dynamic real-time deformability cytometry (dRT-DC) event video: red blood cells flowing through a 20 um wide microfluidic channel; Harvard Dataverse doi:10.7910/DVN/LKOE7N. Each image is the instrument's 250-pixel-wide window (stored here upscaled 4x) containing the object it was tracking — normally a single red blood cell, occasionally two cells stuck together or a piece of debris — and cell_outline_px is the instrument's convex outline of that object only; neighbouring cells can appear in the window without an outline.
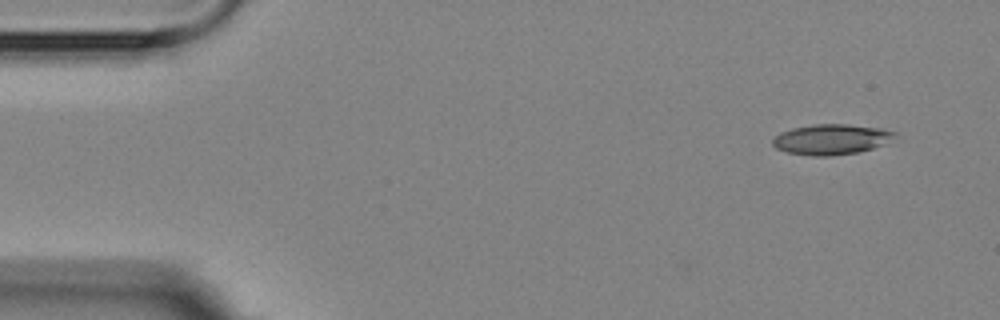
{"species": "Egyptian fruit bat (a non-hibernating species)", "species_latin": "Rousettus aegyptiacus", "temperature_condition": "room temperature", "stored_images_in_passage": 5, "segment_of_instrument_passage": [1, 2], "camera_frame_rate_fps": 3000, "um_per_image_px": 0.085, "animal": {"sex": "female"}, "frame": {"image": 1, "passage_image": 1, "time_ms": 0.0, "image_size_px": [1000, 320], "cell_outline_px": [[896, 132], [884, 144], [872, 148], [856, 152], [832, 156], [812, 156], [788, 152], [776, 148], [772, 144], [772, 140], [780, 132], [792, 128], [816, 124], [848, 124], [880, 128]], "centroid_in_image_um": [70.6, 11.84], "position_along_channel_um": 14.4, "area_um2": 21.33}}
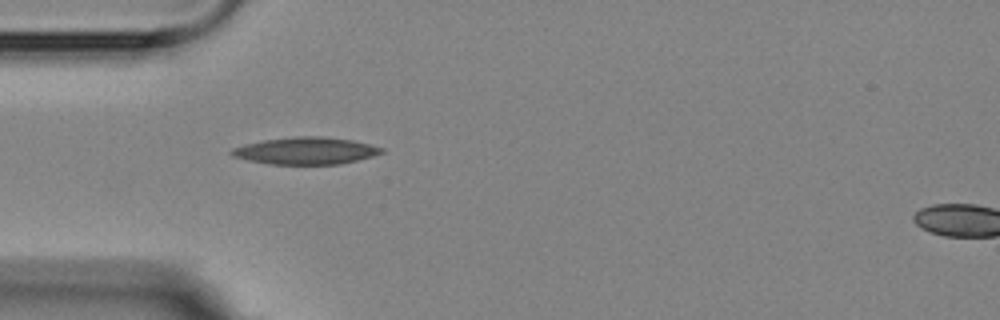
{"frame": {"image": 2, "passage_image": 4, "time_ms": 4.0, "image_size_px": [1000, 320], "cell_outline_px": [[384, 152], [372, 156], [340, 164], [268, 164], [248, 160], [232, 156], [228, 152], [232, 148], [244, 144], [264, 140], [296, 136], [320, 136], [352, 140], [384, 148]], "centroid_in_image_um": [25.95, 12.81], "position_along_channel_um": 59.0, "area_um2": 23.58}}